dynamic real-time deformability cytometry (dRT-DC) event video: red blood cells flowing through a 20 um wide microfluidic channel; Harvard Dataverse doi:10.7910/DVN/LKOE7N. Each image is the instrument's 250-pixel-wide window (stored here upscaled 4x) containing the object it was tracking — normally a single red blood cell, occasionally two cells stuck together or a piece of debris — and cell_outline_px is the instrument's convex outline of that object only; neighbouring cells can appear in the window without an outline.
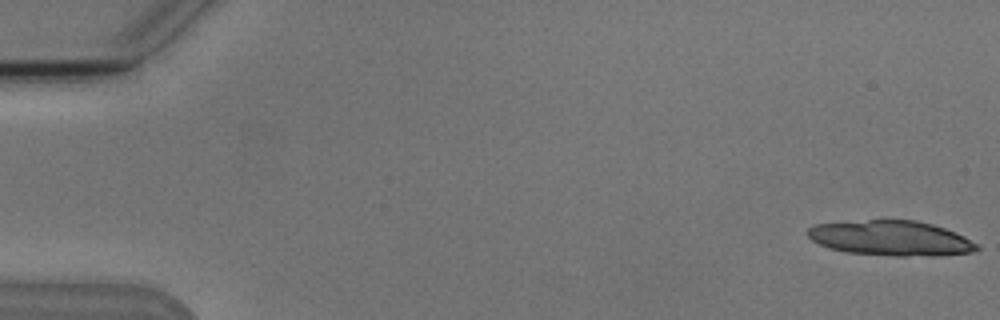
{"species": "Egyptian fruit bat (a non-hibernating species)", "species_latin": "Rousettus aegyptiacus", "temperature_condition": "cold", "stored_images_in_passage": 6, "camera_frame_rate_fps": 3000, "um_per_image_px": 0.085, "animal": {"sex": "male"}, "frame": {"image": 1, "passage_image": 1, "time_ms": 0.0, "image_size_px": [1000, 320], "cell_outline_px": [[980, 248], [972, 252], [936, 256], [896, 256], [844, 252], [820, 244], [812, 240], [804, 232], [812, 224], [868, 220], [916, 220], [932, 224], [956, 232], [980, 244]], "centroid_in_image_um": [75.74, 20.25], "position_along_channel_um": 9.3, "area_um2": 34.8}}